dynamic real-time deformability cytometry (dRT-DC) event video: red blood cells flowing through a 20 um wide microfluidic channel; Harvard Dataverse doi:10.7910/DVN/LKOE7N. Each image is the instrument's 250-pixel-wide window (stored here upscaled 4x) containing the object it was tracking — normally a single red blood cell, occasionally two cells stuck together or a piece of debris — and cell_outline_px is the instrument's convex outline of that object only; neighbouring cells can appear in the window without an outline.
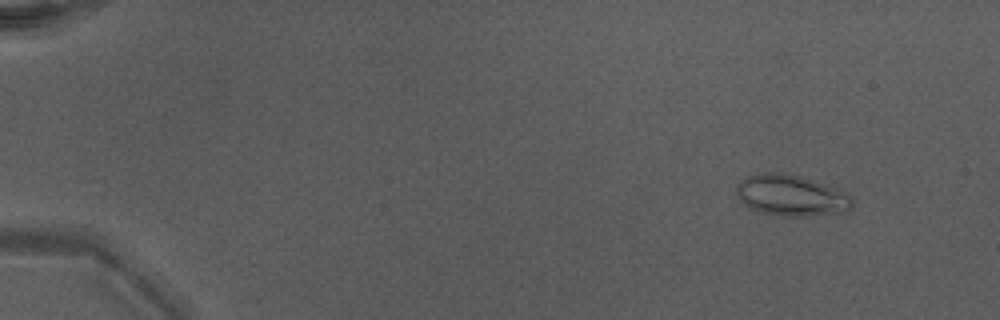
{"species": "Egyptian fruit bat (a non-hibernating species)", "species_latin": "Rousettus aegyptiacus", "temperature_condition": "warm", "stored_images_in_passage": 51, "camera_frame_rate_fps": 3000, "um_per_image_px": 0.085, "animal": {"sex": "male"}, "frame": {"image": 1, "passage_image": 6, "time_ms": 1.667, "image_size_px": [1000, 320], "cell_outline_px": [[852, 208], [832, 212], [796, 216], [788, 216], [764, 212], [752, 208], [744, 204], [740, 200], [736, 192], [736, 184], [740, 180], [748, 176], [764, 172], [776, 172], [796, 176], [812, 180], [848, 192], [852, 196]], "centroid_in_image_um": [67.21, 16.58], "position_along_channel_um": 17.8, "area_um2": 26.93}}
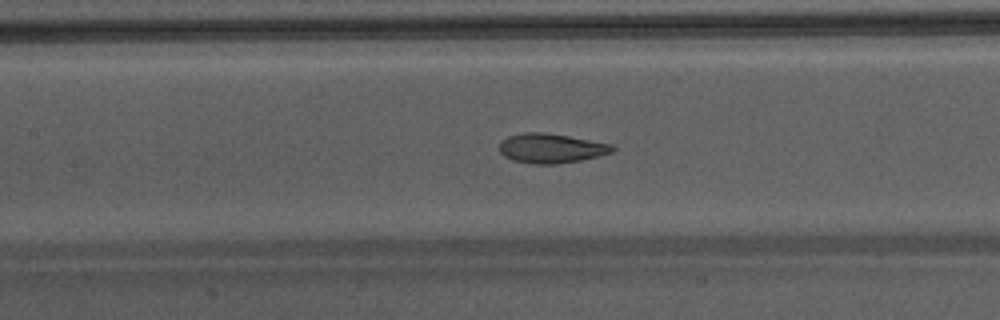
{"frame": {"image": 2, "passage_image": 26, "time_ms": 8.333, "image_size_px": [1000, 320], "cell_outline_px": [[616, 148], [612, 152], [600, 156], [580, 160], [556, 164], [532, 164], [512, 160], [504, 156], [500, 152], [500, 140], [508, 136], [524, 132], [544, 132], [568, 136], [612, 144]], "centroid_in_image_um": [46.83, 12.6], "position_along_channel_um": 160.6, "area_um2": 19.54}}
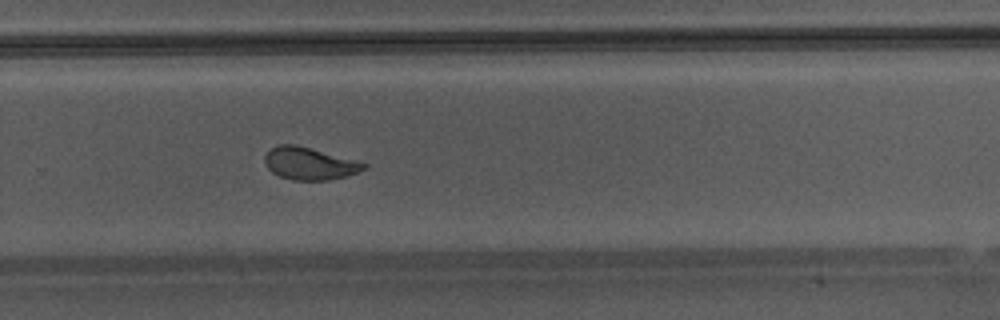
{"frame": {"image": 3, "passage_image": 36, "time_ms": 11.667, "image_size_px": [1000, 320], "cell_outline_px": [[368, 168], [344, 176], [328, 180], [292, 180], [280, 176], [272, 172], [264, 164], [264, 156], [272, 148], [280, 144], [296, 144], [368, 164]], "centroid_in_image_um": [26.27, 13.9], "position_along_channel_um": 303.5, "area_um2": 18.44}, "authors_computed_cell_mechanics": {"area_um2": 20.4612, "velocity_mm_per_s": 4.2989, "shape_relaxation_time_tau1_ms": 4.4709, "shape_relaxation_time_tau2_ms": 1.0099, "deformation_change_tau1": 0.1498, "deformation_change_tau2": 0.0643}}